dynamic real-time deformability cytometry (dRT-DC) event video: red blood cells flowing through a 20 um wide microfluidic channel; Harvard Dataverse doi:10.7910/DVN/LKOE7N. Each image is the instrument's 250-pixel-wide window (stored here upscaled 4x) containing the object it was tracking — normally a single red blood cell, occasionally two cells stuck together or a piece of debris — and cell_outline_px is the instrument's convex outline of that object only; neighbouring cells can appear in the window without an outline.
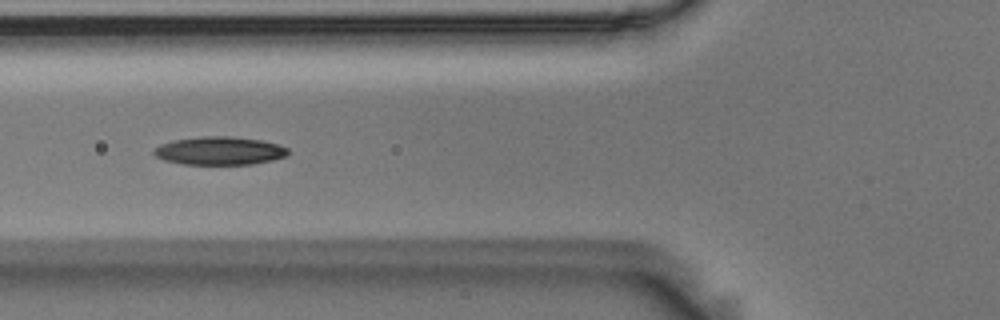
{"species": "Egyptian fruit bat (a non-hibernating species)", "species_latin": "Rousettus aegyptiacus", "temperature_condition": "room temperature", "stored_images_in_passage": 12, "camera_frame_rate_fps": 3000, "um_per_image_px": 0.085, "animal": {"sex": "male"}, "frame": {"image": 1, "passage_image": 6, "time_ms": 1.667, "image_size_px": [1000, 320], "cell_outline_px": [[288, 156], [272, 160], [252, 164], [184, 164], [164, 160], [156, 156], [152, 152], [160, 144], [172, 140], [200, 136], [232, 136], [260, 140], [276, 144], [288, 148]], "centroid_in_image_um": [18.65, 12.81], "position_along_channel_um": 107.1, "area_um2": 22.02}}